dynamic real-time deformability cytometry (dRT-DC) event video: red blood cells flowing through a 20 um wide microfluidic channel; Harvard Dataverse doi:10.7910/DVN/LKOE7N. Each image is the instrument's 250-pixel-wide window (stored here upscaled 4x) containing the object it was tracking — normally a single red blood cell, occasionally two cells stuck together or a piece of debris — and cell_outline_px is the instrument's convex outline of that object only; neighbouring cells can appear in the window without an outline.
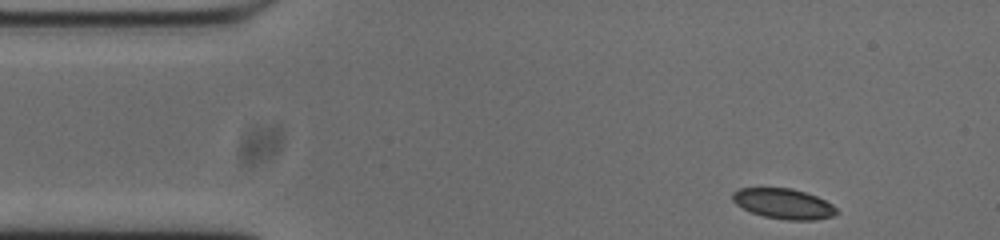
{"species": "common noctule bat (a hibernating species)", "species_latin": "Nyctalus noctula", "temperature_condition": "cold", "stored_images_in_passage": 49, "camera_frame_rate_fps": 3000, "um_per_image_px": 0.085, "animal": {"sex": "male", "body_mass_g": 20.0, "forearm_length_mm": 53.3}, "frame": {"image": 1, "passage_image": 1, "time_ms": 0.0, "image_size_px": [1000, 240], "cell_outline_px": [[840, 212], [832, 216], [812, 220], [788, 220], [764, 216], [752, 212], [736, 204], [732, 200], [732, 192], [740, 188], [792, 188], [816, 196], [832, 204]], "centroid_in_image_um": [66.61, 17.31], "position_along_channel_um": 18.4, "area_um2": 18.21}}
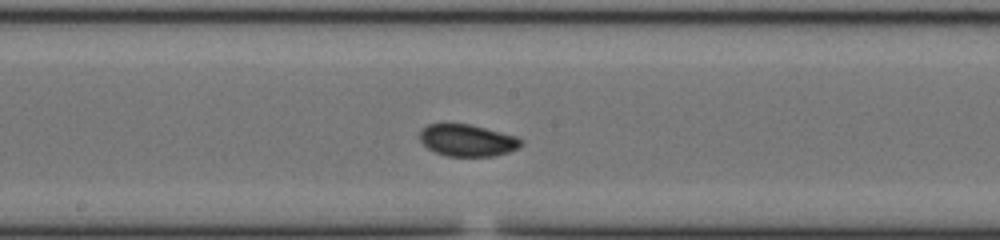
{"frame": {"image": 2, "passage_image": 22, "time_ms": 7.0, "image_size_px": [1000, 240], "cell_outline_px": [[524, 140], [516, 148], [508, 152], [496, 156], [448, 156], [436, 152], [428, 148], [420, 140], [420, 128], [428, 124], [472, 124], [516, 136]], "centroid_in_image_um": [39.72, 11.92], "position_along_channel_um": 208.5, "area_um2": 18.79}}
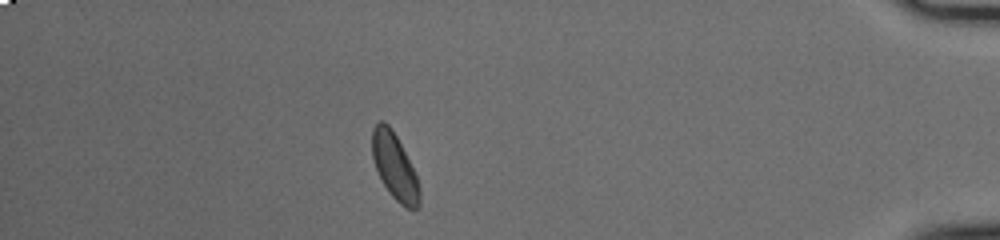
{"frame": {"image": 3, "passage_image": 42, "time_ms": 13.667, "image_size_px": [1000, 240], "cell_outline_px": [[420, 204], [416, 208], [408, 208], [400, 204], [388, 192], [372, 160], [372, 128], [380, 120], [384, 120], [392, 128], [416, 176], [420, 188]], "centroid_in_image_um": [33.52, 14.14], "position_along_channel_um": 401.7, "area_um2": 17.98}, "authors_computed_cell_mechanics": {"area_um2": 18.496, "velocity_mm_per_s": 3.7255, "shape_relaxation_time_tau1_ms": null, "shape_relaxation_time_tau2_ms": 1.522, "deformation_change_tau1": null, "deformation_change_tau2": 0.0468}}